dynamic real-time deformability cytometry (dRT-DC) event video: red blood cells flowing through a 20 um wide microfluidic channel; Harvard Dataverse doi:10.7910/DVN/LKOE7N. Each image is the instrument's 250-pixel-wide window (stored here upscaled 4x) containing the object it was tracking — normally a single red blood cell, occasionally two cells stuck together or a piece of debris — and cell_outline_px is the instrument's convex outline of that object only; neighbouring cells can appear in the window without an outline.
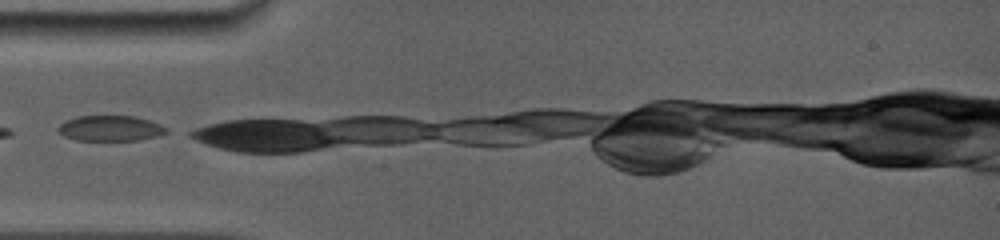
{"species": "common noctule bat (a hibernating species)", "species_latin": "Nyctalus noctula", "temperature_condition": "room temperature", "stored_images_in_passage": 8, "camera_frame_rate_fps": 5000, "um_per_image_px": 0.085, "animal": {"sex": "female", "body_mass_g": 19.0, "forearm_length_mm": 56.7}, "frame": {"image": 1, "passage_image": 1, "time_ms": 0.0, "image_size_px": [1000, 240], "cell_outline_px": [[168, 132], [156, 136], [140, 140], [76, 140], [64, 136], [56, 132], [56, 128], [64, 120], [76, 116], [136, 116], [160, 124], [168, 128]], "centroid_in_image_um": [9.33, 10.9], "position_along_channel_um": 75.7, "area_um2": 16.24}}